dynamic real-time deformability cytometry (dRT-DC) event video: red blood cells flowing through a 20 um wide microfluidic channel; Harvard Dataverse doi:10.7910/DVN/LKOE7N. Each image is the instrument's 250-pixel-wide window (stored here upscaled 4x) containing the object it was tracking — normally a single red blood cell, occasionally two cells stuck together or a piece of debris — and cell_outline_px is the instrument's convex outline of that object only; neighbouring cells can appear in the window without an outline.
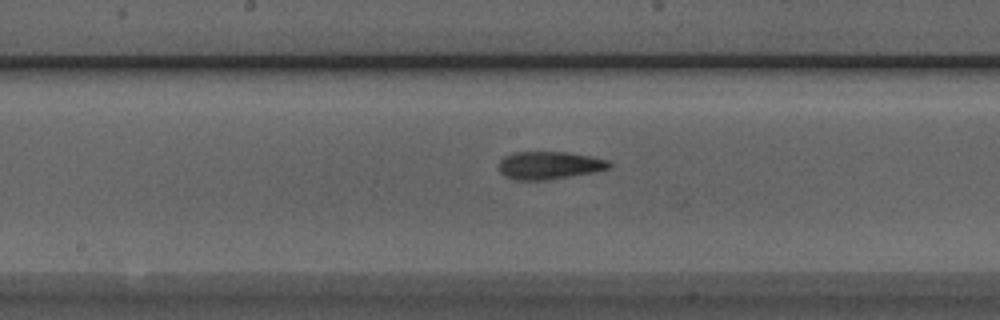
{"species": "Egyptian fruit bat (a non-hibernating species)", "species_latin": "Rousettus aegyptiacus", "temperature_condition": "room temperature", "stored_images_in_passage": 35, "camera_frame_rate_fps": 3000, "um_per_image_px": 0.085, "animal": {"sex": "male"}, "frame": {"image": 1, "passage_image": 14, "time_ms": 4.333, "image_size_px": [1000, 320], "cell_outline_px": [[612, 168], [596, 172], [544, 180], [512, 180], [504, 176], [500, 172], [500, 160], [504, 156], [512, 152], [568, 152], [592, 156], [608, 160], [612, 164]], "centroid_in_image_um": [46.71, 14.05], "position_along_channel_um": 201.5, "area_um2": 18.09}}
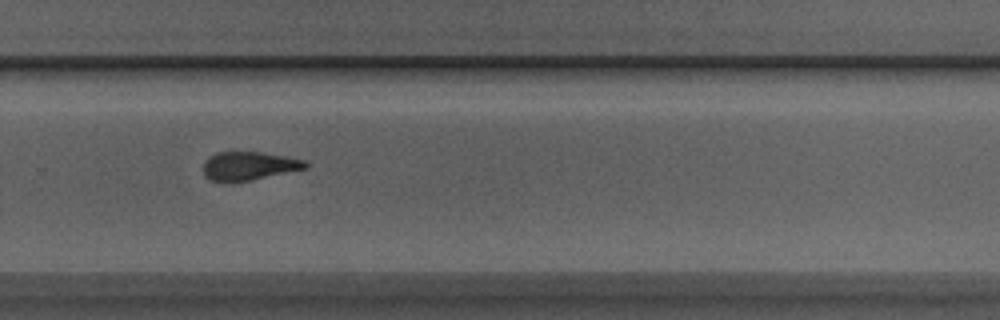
{"frame": {"image": 2, "passage_image": 22, "time_ms": 7.0, "image_size_px": [1000, 320], "cell_outline_px": [[308, 168], [252, 180], [228, 184], [224, 184], [208, 180], [204, 176], [204, 160], [208, 156], [216, 152], [260, 152], [284, 156], [304, 160], [308, 164]], "centroid_in_image_um": [21.09, 14.14], "position_along_channel_um": 308.7, "area_um2": 17.46}}
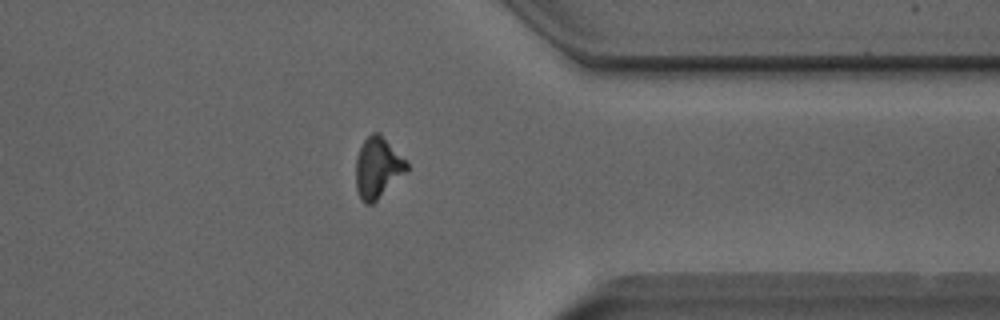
{"frame": {"image": 3, "passage_image": 28, "time_ms": 9.0, "image_size_px": [1000, 320], "cell_outline_px": [[408, 172], [372, 204], [364, 204], [360, 200], [356, 188], [356, 160], [360, 148], [364, 140], [372, 132], [380, 132], [408, 160]], "centroid_in_image_um": [32.14, 14.25], "position_along_channel_um": 379.3, "area_um2": 18.5}, "authors_computed_cell_mechanics": {"area_um2": 17.8024, "velocity_mm_per_s": 4.0346, "shape_relaxation_time_tau1_ms": 4.439, "shape_relaxation_time_tau2_ms": 1.9572, "deformation_change_tau1": 0.1599, "deformation_change_tau2": 0.1045}}